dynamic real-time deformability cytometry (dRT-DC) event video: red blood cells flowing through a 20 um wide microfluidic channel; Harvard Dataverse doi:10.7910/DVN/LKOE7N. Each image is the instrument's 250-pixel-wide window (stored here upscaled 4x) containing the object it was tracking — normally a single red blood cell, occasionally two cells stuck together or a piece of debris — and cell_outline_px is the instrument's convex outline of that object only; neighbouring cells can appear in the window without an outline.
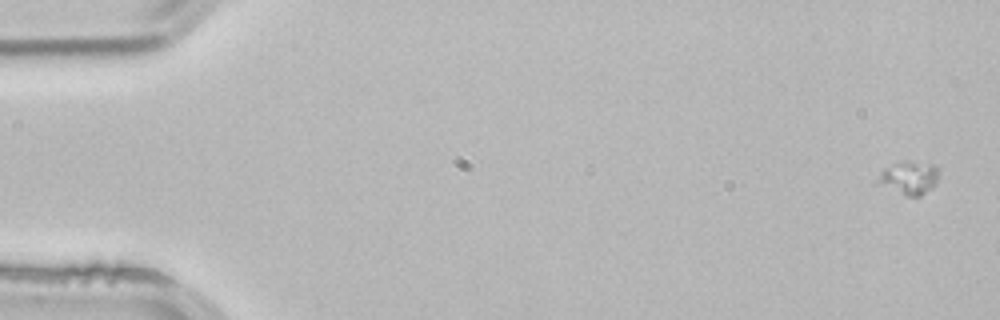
{"species": "common noctule bat (a hibernating species)", "species_latin": "Nyctalus noctula", "temperature_condition": "room temperature", "stored_images_in_passage": 4, "segment_of_instrument_passage": [1, 2], "camera_frame_rate_fps": 3000, "um_per_image_px": 0.085, "animal": {"sex": "male", "body_mass_g": 21.5, "forearm_length_mm": 52.0}, "frame": {"image": 1, "passage_image": 1, "time_ms": 0.0, "image_size_px": [1000, 320], "cell_outline_px": [[940, 172], [936, 184], [932, 188], [920, 196], [904, 196], [876, 184], [876, 180], [884, 168], [896, 164], [932, 164], [940, 168]], "centroid_in_image_um": [77.28, 15.19], "position_along_channel_um": 7.7, "area_um2": 11.56}}